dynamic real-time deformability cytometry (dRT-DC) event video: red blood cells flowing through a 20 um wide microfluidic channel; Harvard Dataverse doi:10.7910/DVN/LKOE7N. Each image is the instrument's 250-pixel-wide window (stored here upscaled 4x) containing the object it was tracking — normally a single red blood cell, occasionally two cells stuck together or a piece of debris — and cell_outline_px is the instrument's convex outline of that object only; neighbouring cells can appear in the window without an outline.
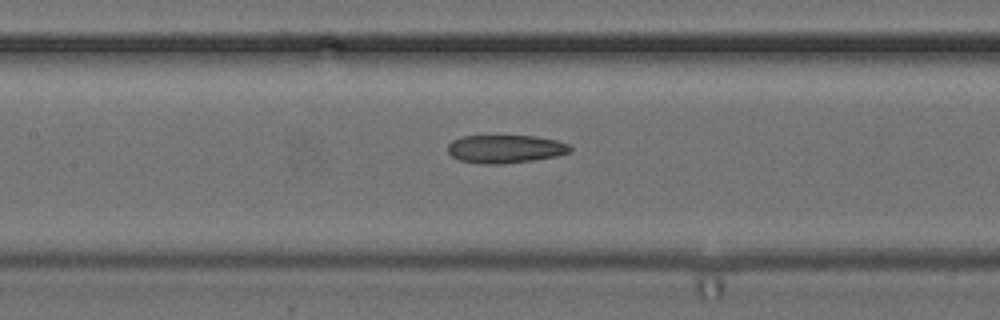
{"species": "common noctule bat (a hibernating species)", "species_latin": "Nyctalus noctula", "temperature_condition": "cold", "stored_images_in_passage": 14, "camera_frame_rate_fps": 3000, "um_per_image_px": 0.085, "animal": {"sex": "female", "body_mass_g": 24.6, "forearm_length_mm": 56.2}, "frame": {"image": 1, "passage_image": 12, "time_ms": 3.667, "image_size_px": [1000, 320], "cell_outline_px": [[572, 152], [556, 156], [532, 160], [500, 164], [484, 164], [460, 160], [452, 156], [448, 152], [448, 144], [452, 140], [460, 136], [536, 136], [556, 140], [568, 144], [572, 148]], "centroid_in_image_um": [42.95, 12.65], "position_along_channel_um": 164.4, "area_um2": 20.06}}